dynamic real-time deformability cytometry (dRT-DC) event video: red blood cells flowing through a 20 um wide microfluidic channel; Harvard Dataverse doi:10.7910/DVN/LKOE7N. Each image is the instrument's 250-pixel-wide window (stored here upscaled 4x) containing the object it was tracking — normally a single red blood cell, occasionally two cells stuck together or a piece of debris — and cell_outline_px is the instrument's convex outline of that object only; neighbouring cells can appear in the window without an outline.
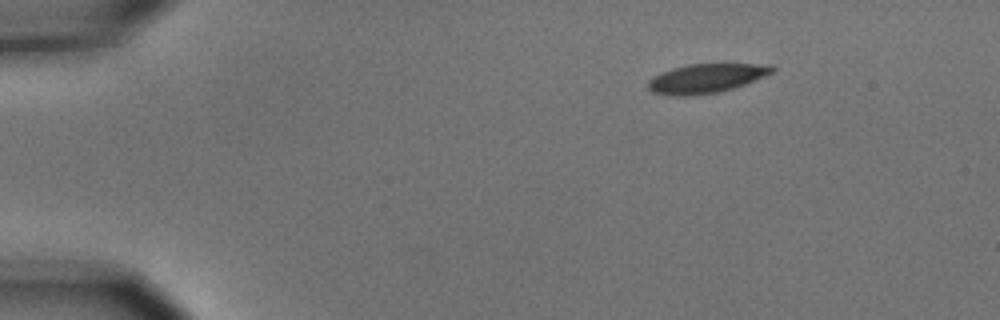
{"species": "common noctule bat (a hibernating species)", "species_latin": "Nyctalus noctula", "temperature_condition": "cold", "stored_images_in_passage": 5, "camera_frame_rate_fps": 3000, "um_per_image_px": 0.085, "animal": {"sex": "male", "body_mass_g": 15.6}, "frame": {"image": 1, "passage_image": 1, "time_ms": 0.0, "image_size_px": [1000, 320], "cell_outline_px": [[776, 68], [772, 72], [744, 84], [720, 92], [692, 96], [668, 96], [652, 92], [648, 88], [648, 80], [672, 68], [688, 64], [772, 64]], "centroid_in_image_um": [60.0, 6.67], "position_along_channel_um": 25.0, "area_um2": 20.98}}
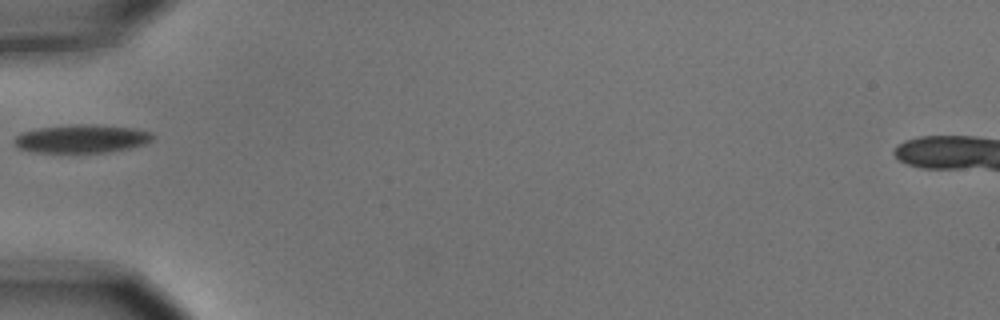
{"frame": {"image": 2, "passage_image": 4, "time_ms": 1.0, "image_size_px": [1000, 320], "cell_outline_px": [[156, 136], [152, 140], [144, 144], [128, 148], [104, 152], [32, 152], [16, 148], [12, 144], [12, 140], [20, 132], [40, 128], [76, 124], [92, 124], [136, 128], [152, 132]], "centroid_in_image_um": [6.91, 11.78], "position_along_channel_um": 78.1, "area_um2": 23.0}}
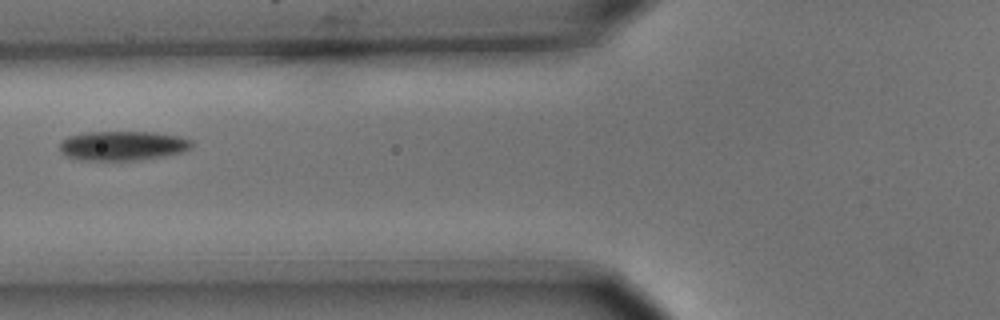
{"frame": {"image": 3, "passage_image": 5, "time_ms": 1.333, "image_size_px": [1000, 320], "cell_outline_px": [[192, 148], [184, 152], [164, 156], [132, 160], [88, 160], [68, 156], [60, 148], [60, 144], [68, 136], [84, 132], [156, 132], [180, 136], [192, 140]], "centroid_in_image_um": [10.51, 12.37], "position_along_channel_um": 115.3, "area_um2": 22.48}}